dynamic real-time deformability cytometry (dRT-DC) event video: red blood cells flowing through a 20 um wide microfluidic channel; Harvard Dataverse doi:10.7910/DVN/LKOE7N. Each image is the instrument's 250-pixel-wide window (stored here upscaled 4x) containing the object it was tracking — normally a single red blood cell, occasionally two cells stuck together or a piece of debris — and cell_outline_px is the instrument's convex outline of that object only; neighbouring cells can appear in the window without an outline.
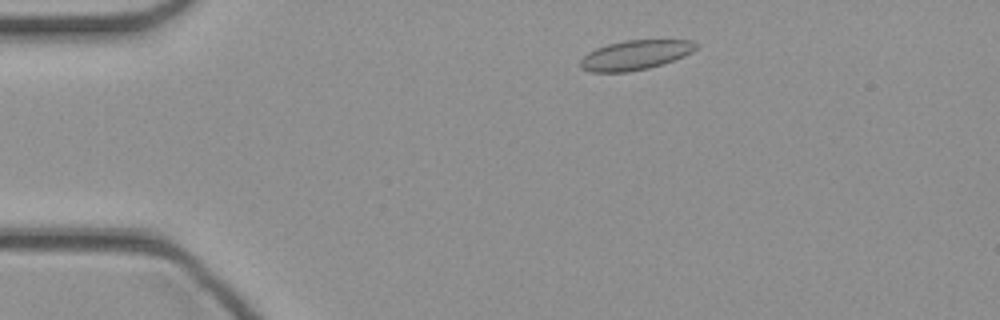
{"species": "common noctule bat (a hibernating species)", "species_latin": "Nyctalus noctula", "temperature_condition": "cold", "stored_images_in_passage": 38, "camera_frame_rate_fps": 3000, "um_per_image_px": 0.085, "animal": {"sex": "female", "body_mass_g": 21.9}, "frame": {"image": 1, "passage_image": 1, "time_ms": 0.0, "image_size_px": [1000, 320], "cell_outline_px": [[700, 44], [692, 52], [684, 56], [648, 68], [628, 72], [592, 72], [580, 68], [580, 60], [588, 52], [596, 48], [608, 44], [624, 40], [692, 40]], "centroid_in_image_um": [53.99, 4.67], "position_along_channel_um": 31.0, "area_um2": 19.88}}
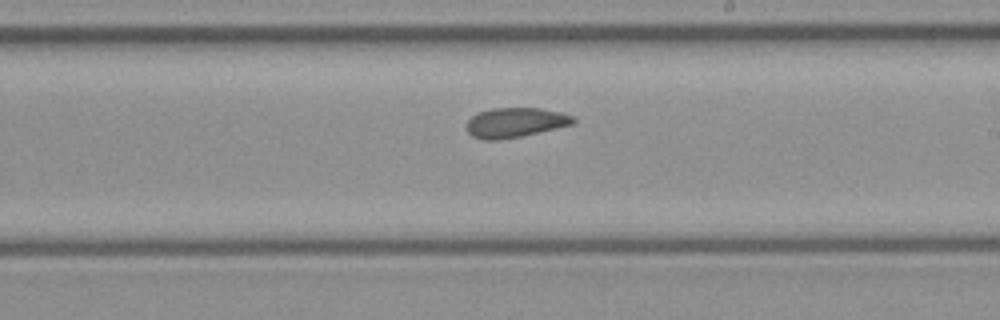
{"frame": {"image": 2, "passage_image": 19, "time_ms": 6.0, "image_size_px": [1000, 320], "cell_outline_px": [[576, 120], [572, 124], [556, 128], [520, 136], [500, 140], [484, 140], [472, 136], [468, 132], [468, 120], [476, 112], [492, 108], [540, 108], [560, 112], [572, 116]], "centroid_in_image_um": [43.77, 10.41], "position_along_channel_um": 245.2, "area_um2": 18.32}}
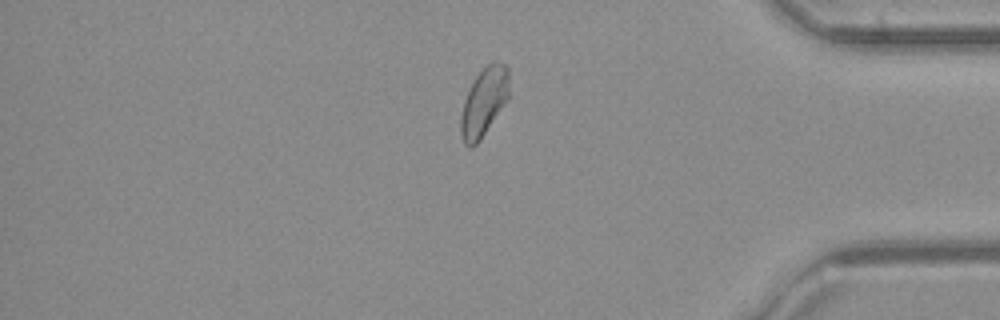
{"frame": {"image": 3, "passage_image": 31, "time_ms": 10.0, "image_size_px": [1000, 320], "cell_outline_px": [[508, 100], [480, 140], [472, 148], [468, 148], [464, 144], [460, 132], [460, 116], [464, 100], [476, 76], [492, 60], [504, 64], [508, 68]], "centroid_in_image_um": [41.12, 8.7], "position_along_channel_um": 394.1, "area_um2": 19.19}}